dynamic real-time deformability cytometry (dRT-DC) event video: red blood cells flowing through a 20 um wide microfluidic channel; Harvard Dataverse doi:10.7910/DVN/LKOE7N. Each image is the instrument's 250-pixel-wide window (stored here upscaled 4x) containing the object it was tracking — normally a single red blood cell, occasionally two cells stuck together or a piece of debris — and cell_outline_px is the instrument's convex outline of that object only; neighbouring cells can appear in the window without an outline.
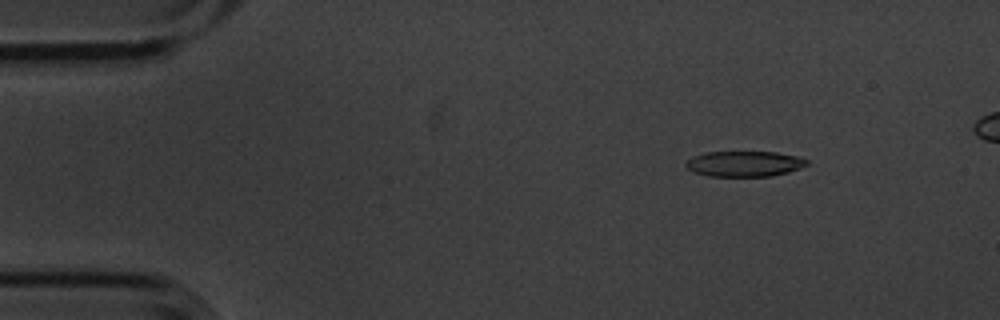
{"species": "common noctule bat (a hibernating species)", "species_latin": "Nyctalus noctula", "temperature_condition": "cold", "stored_images_in_passage": 14, "camera_frame_rate_fps": 3000, "um_per_image_px": 0.085, "animal": {"sex": "male", "body_mass_g": 20.1, "forearm_length_mm": 53.5}, "frame": {"image": 1, "passage_image": 2, "time_ms": 0.333, "image_size_px": [1000, 320], "cell_outline_px": [[808, 164], [800, 168], [788, 172], [772, 176], [708, 176], [692, 172], [684, 164], [692, 156], [708, 152], [776, 152], [796, 156], [808, 160]], "centroid_in_image_um": [63.26, 13.92], "position_along_channel_um": 21.7, "area_um2": 17.98}}
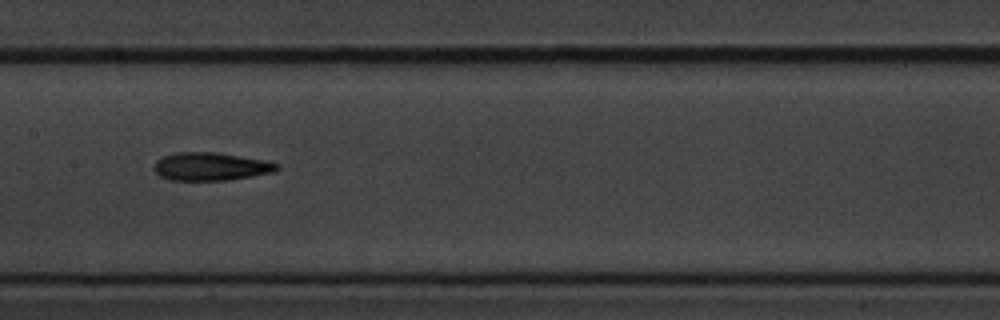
{"frame": {"image": 2, "passage_image": 7, "time_ms": 2.0, "image_size_px": [1000, 320], "cell_outline_px": [[280, 168], [276, 172], [228, 180], [168, 180], [160, 176], [152, 168], [156, 160], [164, 156], [176, 152], [220, 152], [264, 160], [280, 164]], "centroid_in_image_um": [17.93, 14.15], "position_along_channel_um": 189.5, "area_um2": 20.35}}
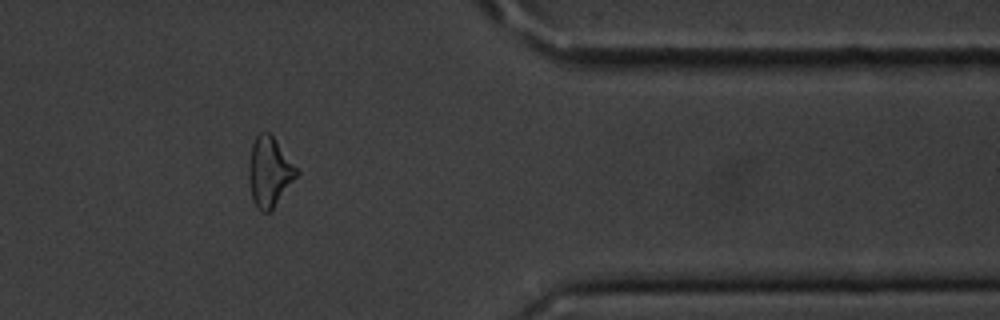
{"frame": {"image": 3, "passage_image": 12, "time_ms": 3.667, "image_size_px": [1000, 320], "cell_outline_px": [[300, 172], [272, 208], [268, 212], [260, 212], [256, 208], [252, 200], [248, 180], [248, 164], [252, 144], [256, 136], [260, 132], [268, 132], [272, 136]], "centroid_in_image_um": [22.86, 14.62], "position_along_channel_um": 388.5, "area_um2": 19.19}}